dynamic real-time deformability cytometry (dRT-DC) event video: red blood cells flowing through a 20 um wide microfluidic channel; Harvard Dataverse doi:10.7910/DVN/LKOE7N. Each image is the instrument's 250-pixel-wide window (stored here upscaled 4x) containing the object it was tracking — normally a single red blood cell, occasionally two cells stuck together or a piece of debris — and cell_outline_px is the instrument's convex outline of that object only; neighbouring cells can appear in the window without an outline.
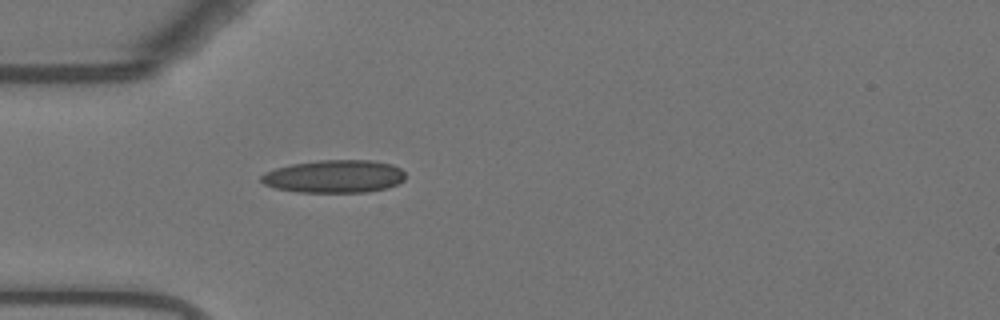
{"species": "Egyptian fruit bat (a non-hibernating species)", "species_latin": "Rousettus aegyptiacus", "temperature_condition": "warm", "stored_images_in_passage": 27, "camera_frame_rate_fps": 3000, "um_per_image_px": 0.085, "animal": {"sex": "female"}, "frame": {"image": 1, "passage_image": 1, "time_ms": 0.0, "image_size_px": [1000, 320], "cell_outline_px": [[404, 180], [388, 188], [364, 192], [296, 192], [276, 188], [264, 184], [260, 180], [260, 176], [276, 168], [292, 164], [320, 160], [372, 160], [392, 164], [400, 168], [404, 172]], "centroid_in_image_um": [28.43, 14.99], "position_along_channel_um": 56.6, "area_um2": 27.51}}
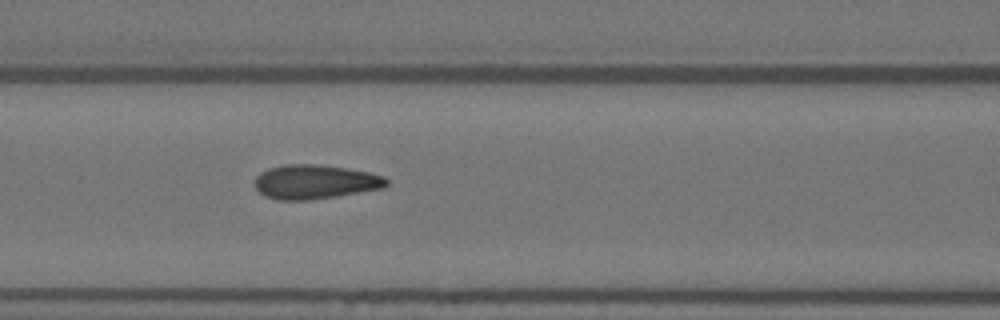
{"frame": {"image": 2, "passage_image": 8, "time_ms": 2.333, "image_size_px": [1000, 320], "cell_outline_px": [[388, 184], [384, 188], [336, 196], [308, 200], [276, 200], [264, 196], [256, 188], [256, 176], [260, 172], [268, 168], [284, 164], [316, 164], [348, 168], [368, 172], [384, 176], [388, 180]], "centroid_in_image_um": [26.78, 15.45], "position_along_channel_um": 139.8, "area_um2": 26.36}}
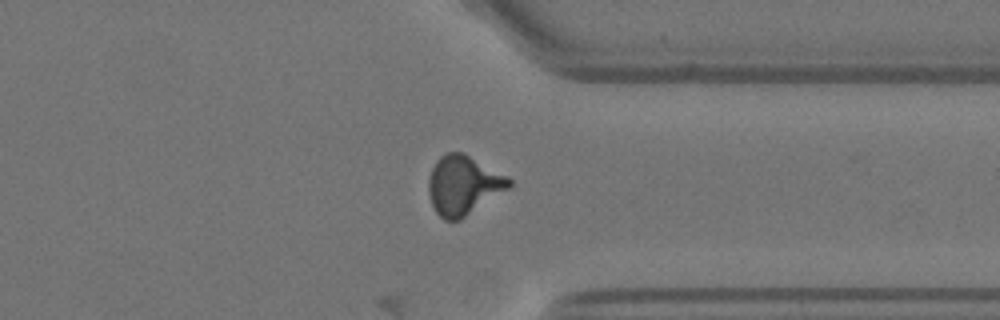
{"frame": {"image": 3, "passage_image": 27, "time_ms": 8.667, "image_size_px": [1000, 320], "cell_outline_px": [[512, 184], [508, 188], [460, 220], [444, 220], [436, 212], [432, 204], [428, 192], [428, 180], [432, 168], [436, 160], [444, 152], [464, 152], [508, 176], [512, 180]], "centroid_in_image_um": [39.37, 15.71], "position_along_channel_um": 372.0, "area_um2": 27.74}}